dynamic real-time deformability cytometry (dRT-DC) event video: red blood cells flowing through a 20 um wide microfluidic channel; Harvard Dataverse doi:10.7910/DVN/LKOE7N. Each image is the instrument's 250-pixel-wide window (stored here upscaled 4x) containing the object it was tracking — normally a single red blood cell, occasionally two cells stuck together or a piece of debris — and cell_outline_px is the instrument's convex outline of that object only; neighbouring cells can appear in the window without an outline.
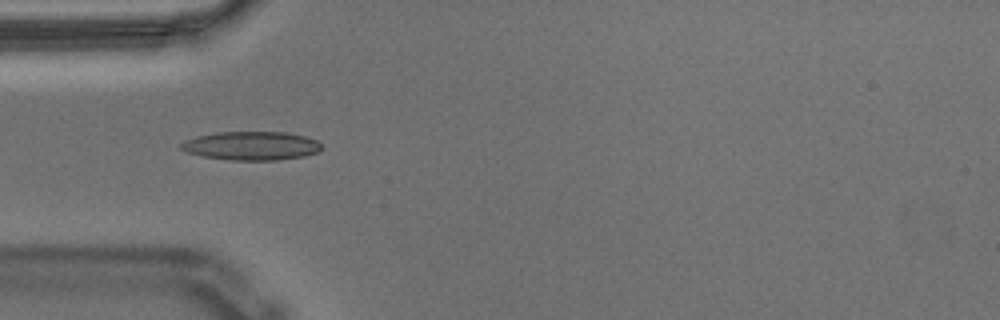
{"species": "Egyptian fruit bat (a non-hibernating species)", "species_latin": "Rousettus aegyptiacus", "temperature_condition": "warm", "stored_images_in_passage": 10, "camera_frame_rate_fps": 3000, "um_per_image_px": 0.085, "animal": {"sex": "male"}, "frame": {"image": 1, "passage_image": 4, "time_ms": 1.0, "image_size_px": [1000, 320], "cell_outline_px": [[320, 148], [316, 152], [304, 156], [276, 160], [228, 160], [204, 156], [188, 152], [180, 148], [180, 144], [184, 140], [196, 136], [216, 132], [284, 132], [304, 136], [316, 140], [320, 144]], "centroid_in_image_um": [21.32, 12.39], "position_along_channel_um": 63.7, "area_um2": 23.29}}